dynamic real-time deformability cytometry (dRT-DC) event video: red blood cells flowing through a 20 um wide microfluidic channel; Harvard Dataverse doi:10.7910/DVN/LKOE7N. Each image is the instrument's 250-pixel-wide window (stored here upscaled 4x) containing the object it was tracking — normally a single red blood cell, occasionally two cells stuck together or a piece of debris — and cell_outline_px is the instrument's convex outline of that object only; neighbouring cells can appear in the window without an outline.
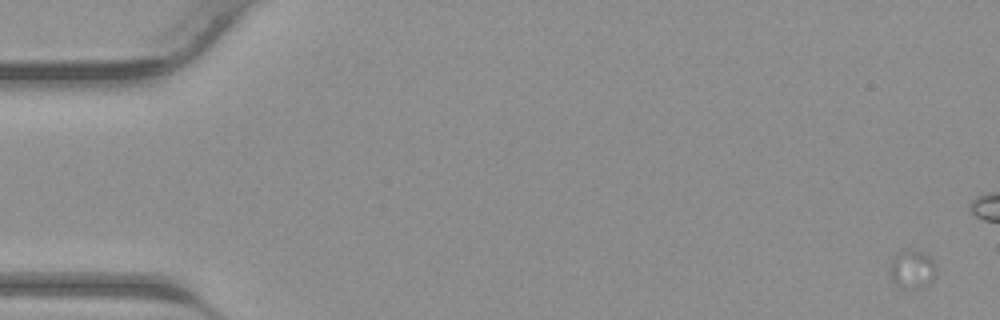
{"species": "common noctule bat (a hibernating species)", "species_latin": "Nyctalus noctula", "temperature_condition": "warm", "stored_images_in_passage": 17, "camera_frame_rate_fps": 3000, "um_per_image_px": 0.085, "animal": {"sex": "male", "body_mass_g": 23.1, "forearm_length_mm": 52.7}, "frame": {"image": 1, "passage_image": 1, "time_ms": 0.0, "image_size_px": [1000, 320], "cell_outline_px": [[936, 276], [924, 288], [900, 288], [892, 280], [888, 268], [896, 252], [904, 248], [912, 248], [924, 252], [936, 264]], "centroid_in_image_um": [77.52, 22.85], "position_along_channel_um": 7.5, "area_um2": 10.87}}